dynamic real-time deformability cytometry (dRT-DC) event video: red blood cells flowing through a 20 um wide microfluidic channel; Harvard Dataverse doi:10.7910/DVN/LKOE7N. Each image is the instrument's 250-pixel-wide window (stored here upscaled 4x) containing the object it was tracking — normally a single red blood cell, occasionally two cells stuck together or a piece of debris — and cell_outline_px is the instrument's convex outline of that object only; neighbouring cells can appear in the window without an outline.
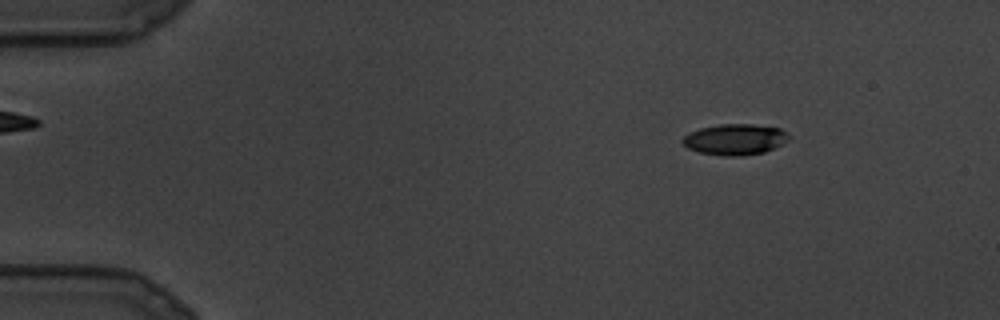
{"species": "common noctule bat (a hibernating species)", "species_latin": "Nyctalus noctula", "temperature_condition": "cold", "stored_images_in_passage": 10, "camera_frame_rate_fps": 3000, "um_per_image_px": 0.085, "animal": {"sex": "male", "body_mass_g": 19.5, "forearm_length_mm": 54.6}, "frame": {"image": 1, "passage_image": 5, "time_ms": 1.333, "image_size_px": [1000, 320], "cell_outline_px": [[788, 140], [764, 152], [740, 156], [724, 156], [700, 152], [688, 148], [680, 140], [688, 132], [700, 128], [720, 124], [752, 124], [780, 128], [788, 136]], "centroid_in_image_um": [62.42, 11.84], "position_along_channel_um": 22.6, "area_um2": 18.96}}